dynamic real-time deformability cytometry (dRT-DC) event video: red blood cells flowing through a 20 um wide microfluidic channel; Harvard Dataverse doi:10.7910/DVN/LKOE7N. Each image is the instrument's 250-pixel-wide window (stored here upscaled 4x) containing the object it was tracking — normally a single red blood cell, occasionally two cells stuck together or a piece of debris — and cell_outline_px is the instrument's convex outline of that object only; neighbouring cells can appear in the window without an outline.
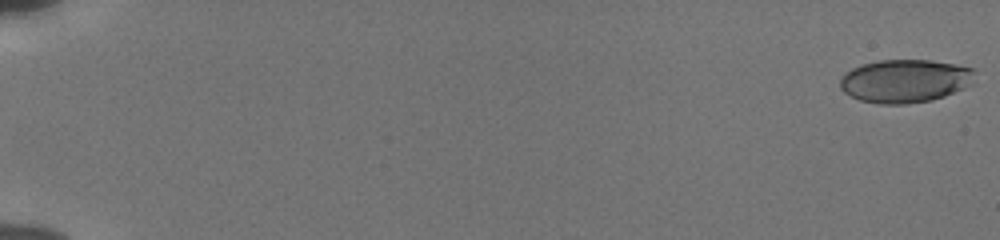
{"species": "human", "species_latin": "Homo sapiens", "temperature_condition": "cold", "stored_images_in_passage": 56, "camera_frame_rate_fps": 3000, "um_per_image_px": 0.085, "donor": {"sex": "male"}, "frame": {"image": 1, "passage_image": 1, "time_ms": 0.0, "image_size_px": [1000, 240], "cell_outline_px": [[976, 72], [972, 84], [964, 88], [944, 96], [932, 100], [904, 104], [880, 104], [860, 100], [844, 92], [840, 88], [840, 76], [844, 72], [852, 68], [864, 64], [880, 60], [932, 60], [956, 64], [972, 68]], "centroid_in_image_um": [76.93, 6.87], "position_along_channel_um": 8.1, "area_um2": 34.1}}
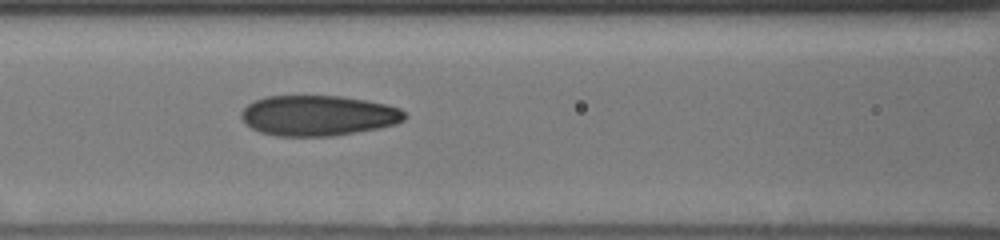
{"frame": {"image": 2, "passage_image": 27, "time_ms": 8.667, "image_size_px": [1000, 240], "cell_outline_px": [[408, 116], [404, 120], [396, 124], [380, 128], [332, 136], [276, 136], [260, 132], [244, 124], [240, 116], [240, 112], [248, 104], [264, 96], [340, 96], [368, 100], [388, 104], [400, 108]], "centroid_in_image_um": [27.05, 9.82], "position_along_channel_um": 139.5, "area_um2": 38.84}}
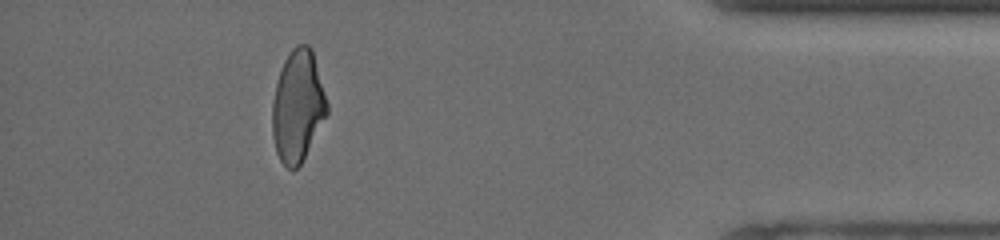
{"frame": {"image": 3, "passage_image": 51, "time_ms": 16.667, "image_size_px": [1000, 240], "cell_outline_px": [[328, 112], [300, 164], [292, 172], [280, 160], [276, 152], [272, 136], [272, 104], [276, 84], [284, 60], [292, 48], [296, 44], [308, 44], [312, 48], [328, 104]], "centroid_in_image_um": [25.3, 9.0], "position_along_channel_um": 409.9, "area_um2": 35.43}, "authors_computed_cell_mechanics": {"area_um2": 37.0498, "velocity_mm_per_s": 3.8626, "shape_relaxation_time_tau1_ms": 6.6742, "shape_relaxation_time_tau2_ms": 1.1704, "deformation_change_tau1": 0.2089, "deformation_change_tau2": 0.0789}}